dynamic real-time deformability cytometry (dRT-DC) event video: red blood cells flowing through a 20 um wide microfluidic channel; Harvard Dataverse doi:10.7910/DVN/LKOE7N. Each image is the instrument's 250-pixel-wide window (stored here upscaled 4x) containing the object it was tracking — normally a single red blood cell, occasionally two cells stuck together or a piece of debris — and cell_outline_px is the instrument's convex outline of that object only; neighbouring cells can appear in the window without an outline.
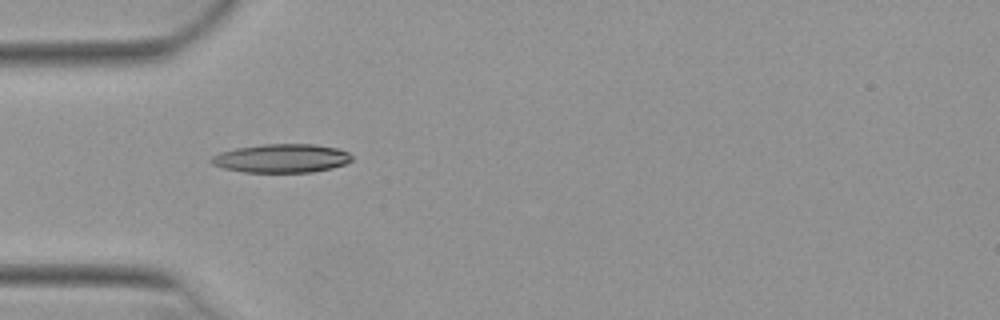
{"species": "Egyptian fruit bat (a non-hibernating species)", "species_latin": "Rousettus aegyptiacus", "temperature_condition": "warm", "stored_images_in_passage": 8, "camera_frame_rate_fps": 3000, "um_per_image_px": 0.085, "animal": {"sex": "female"}, "frame": {"image": 1, "passage_image": 1, "time_ms": 0.0, "image_size_px": [1000, 320], "cell_outline_px": [[352, 160], [344, 164], [332, 168], [312, 172], [244, 172], [224, 168], [212, 164], [208, 160], [212, 156], [220, 152], [236, 148], [264, 144], [312, 144], [336, 148], [348, 152], [352, 156]], "centroid_in_image_um": [23.91, 13.46], "position_along_channel_um": 61.1, "area_um2": 23.41}}
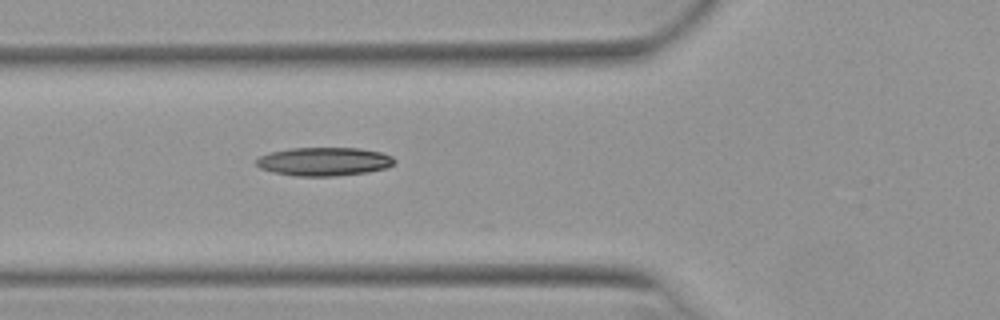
{"frame": {"image": 2, "passage_image": 4, "time_ms": 1.0, "image_size_px": [1000, 320], "cell_outline_px": [[396, 160], [392, 164], [384, 168], [368, 172], [336, 176], [296, 176], [272, 172], [260, 168], [256, 164], [256, 160], [260, 156], [268, 152], [292, 148], [360, 148], [380, 152], [392, 156]], "centroid_in_image_um": [27.52, 13.73], "position_along_channel_um": 98.3, "area_um2": 22.95}}